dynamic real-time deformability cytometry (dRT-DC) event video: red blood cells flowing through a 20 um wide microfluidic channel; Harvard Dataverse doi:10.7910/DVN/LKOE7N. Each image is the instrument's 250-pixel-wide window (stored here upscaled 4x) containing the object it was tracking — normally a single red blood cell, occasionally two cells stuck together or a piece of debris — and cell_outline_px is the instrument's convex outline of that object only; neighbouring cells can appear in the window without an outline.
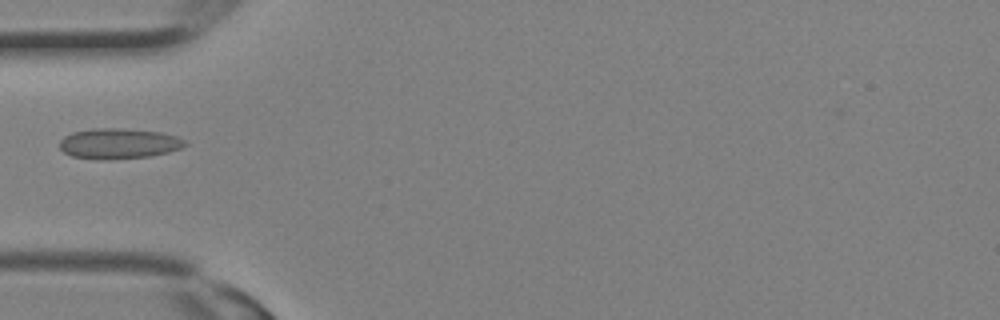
{"species": "Egyptian fruit bat (a non-hibernating species)", "species_latin": "Rousettus aegyptiacus", "temperature_condition": "room temperature", "stored_images_in_passage": 21, "camera_frame_rate_fps": 3000, "um_per_image_px": 0.085, "animal": {"sex": "female"}, "frame": {"image": 1, "passage_image": 4, "time_ms": 1.0, "image_size_px": [1000, 320], "cell_outline_px": [[188, 144], [180, 148], [168, 152], [148, 156], [100, 160], [72, 156], [64, 152], [60, 148], [60, 140], [64, 136], [72, 132], [92, 128], [116, 128], [160, 132], [176, 136], [184, 140]], "centroid_in_image_um": [10.06, 12.2], "position_along_channel_um": 74.9, "area_um2": 22.08}}
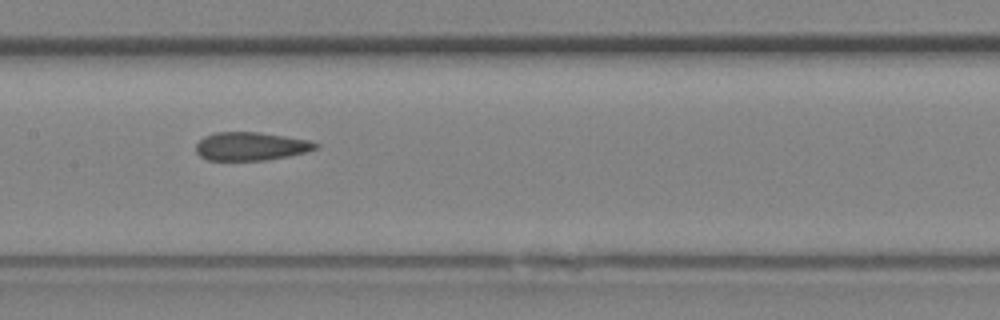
{"frame": {"image": 2, "passage_image": 9, "time_ms": 2.667, "image_size_px": [1000, 320], "cell_outline_px": [[320, 148], [308, 152], [268, 160], [208, 160], [200, 156], [196, 152], [196, 144], [204, 136], [216, 132], [260, 132], [312, 140], [320, 144]], "centroid_in_image_um": [21.39, 12.43], "position_along_channel_um": 186.0, "area_um2": 20.06}}
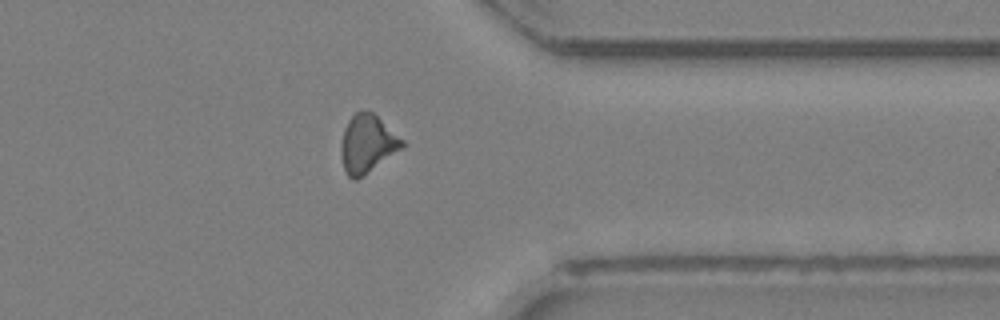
{"frame": {"image": 3, "passage_image": 18, "time_ms": 5.667, "image_size_px": [1000, 320], "cell_outline_px": [[404, 144], [400, 148], [356, 180], [352, 180], [348, 176], [344, 168], [340, 152], [340, 148], [344, 128], [348, 120], [360, 108], [372, 112], [404, 140]], "centroid_in_image_um": [31.17, 12.18], "position_along_channel_um": 380.2, "area_um2": 20.17}}